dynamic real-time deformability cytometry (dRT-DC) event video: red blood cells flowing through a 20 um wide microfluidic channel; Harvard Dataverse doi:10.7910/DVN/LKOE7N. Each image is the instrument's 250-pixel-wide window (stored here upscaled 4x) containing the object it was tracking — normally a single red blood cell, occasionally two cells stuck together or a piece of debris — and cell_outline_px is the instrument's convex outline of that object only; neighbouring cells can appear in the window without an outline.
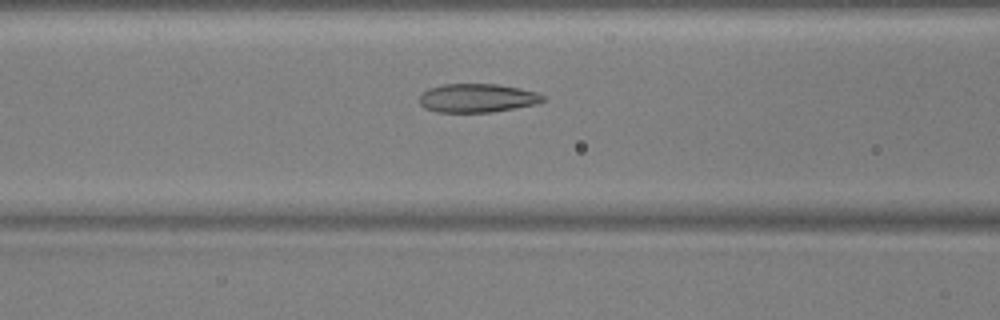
{"species": "common noctule bat (a hibernating species)", "species_latin": "Nyctalus noctula", "temperature_condition": "warm", "stored_images_in_passage": 46, "camera_frame_rate_fps": 3000, "um_per_image_px": 0.085, "animal": {"sex": "male", "body_mass_g": 17.9, "forearm_length_mm": 54.2}, "frame": {"image": 1, "passage_image": 15, "time_ms": 4.667, "image_size_px": [1000, 320], "cell_outline_px": [[544, 100], [536, 104], [492, 112], [436, 112], [424, 108], [420, 104], [420, 96], [428, 88], [444, 84], [500, 84], [520, 88], [536, 92], [544, 96]], "centroid_in_image_um": [40.55, 8.33], "position_along_channel_um": 126.0, "area_um2": 20.63}}
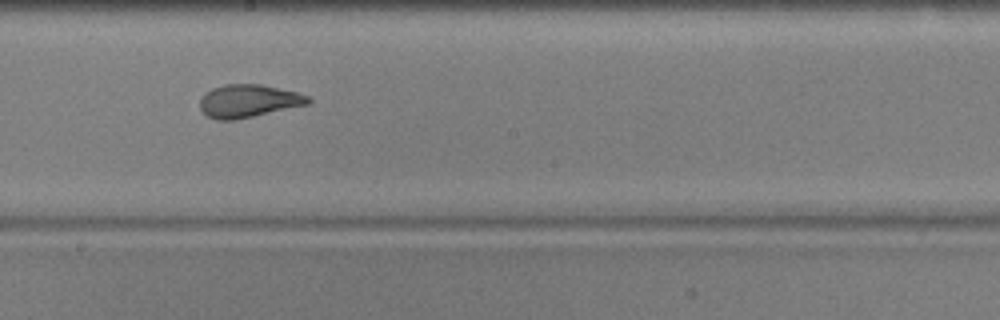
{"frame": {"image": 2, "passage_image": 23, "time_ms": 7.333, "image_size_px": [1000, 320], "cell_outline_px": [[312, 100], [308, 104], [252, 116], [232, 120], [216, 120], [208, 116], [200, 108], [200, 100], [204, 92], [212, 88], [224, 84], [260, 84], [296, 92], [308, 96]], "centroid_in_image_um": [21.08, 8.57], "position_along_channel_um": 227.1, "area_um2": 20.52}}
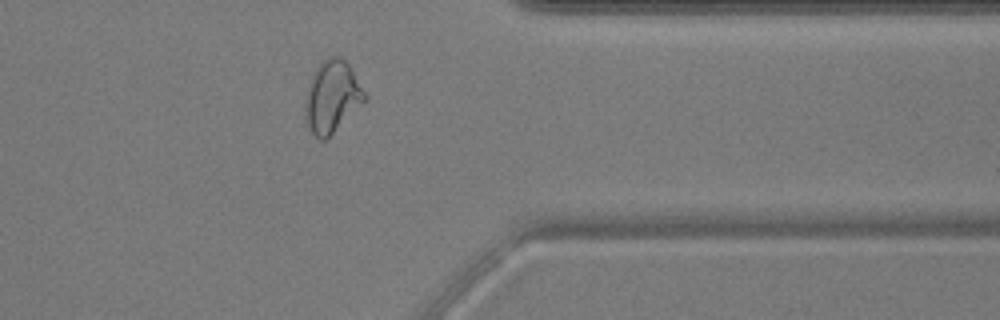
{"frame": {"image": 3, "passage_image": 36, "time_ms": 11.667, "image_size_px": [1000, 320], "cell_outline_px": [[368, 96], [324, 140], [320, 140], [312, 132], [304, 116], [304, 104], [308, 84], [312, 72], [328, 56], [340, 56], [352, 68]], "centroid_in_image_um": [28.19, 8.16], "position_along_channel_um": 383.2, "area_um2": 24.51}, "authors_computed_cell_mechanics": {"area_um2": 22.0796, "velocity_mm_per_s": 3.8018, "shape_relaxation_time_tau1_ms": 10.6229, "shape_relaxation_time_tau2_ms": 1.2112, "deformation_change_tau1": 0.3098, "deformation_change_tau2": 0.0752}}